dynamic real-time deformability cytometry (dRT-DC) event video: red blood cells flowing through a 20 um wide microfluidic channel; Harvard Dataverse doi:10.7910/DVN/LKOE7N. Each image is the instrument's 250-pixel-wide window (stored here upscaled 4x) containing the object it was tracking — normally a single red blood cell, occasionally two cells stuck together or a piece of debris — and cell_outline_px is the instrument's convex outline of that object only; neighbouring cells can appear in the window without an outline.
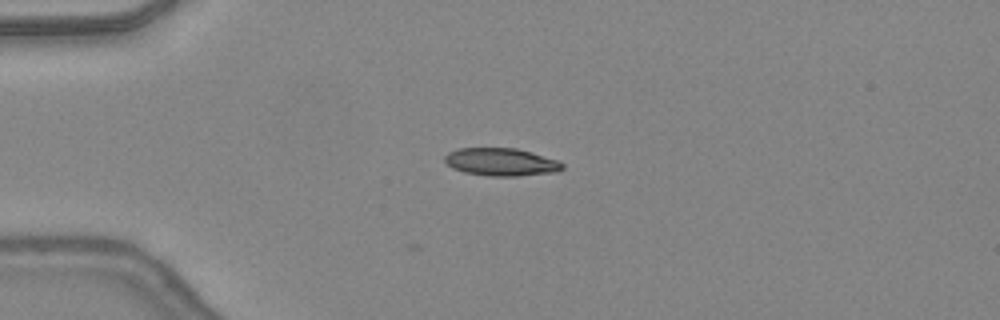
{"species": "common noctule bat (a hibernating species)", "species_latin": "Nyctalus noctula", "temperature_condition": "warm", "stored_images_in_passage": 3, "camera_frame_rate_fps": 3000, "um_per_image_px": 0.085, "animal": {"sex": "female", "body_mass_g": 24.6, "forearm_length_mm": 56.2}, "frame": {"image": 1, "passage_image": 1, "time_ms": 0.0, "image_size_px": [1000, 320], "cell_outline_px": [[564, 168], [556, 172], [516, 176], [488, 176], [464, 172], [452, 168], [444, 160], [444, 156], [448, 152], [460, 148], [516, 148], [532, 152], [556, 160], [564, 164]], "centroid_in_image_um": [42.58, 13.77], "position_along_channel_um": 42.4, "area_um2": 19.02}}